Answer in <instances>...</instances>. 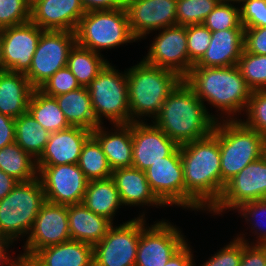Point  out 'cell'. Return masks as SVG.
I'll use <instances>...</instances> for the list:
<instances>
[{"instance_id":"6da1fadb","label":"cell","mask_w":266,"mask_h":266,"mask_svg":"<svg viewBox=\"0 0 266 266\" xmlns=\"http://www.w3.org/2000/svg\"><path fill=\"white\" fill-rule=\"evenodd\" d=\"M185 182V209L208 211L221 195L219 121L205 138L180 146Z\"/></svg>"},{"instance_id":"7a4b0ae2","label":"cell","mask_w":266,"mask_h":266,"mask_svg":"<svg viewBox=\"0 0 266 266\" xmlns=\"http://www.w3.org/2000/svg\"><path fill=\"white\" fill-rule=\"evenodd\" d=\"M184 81L194 90L203 104L207 102L218 109L216 112L219 111V114H213L216 121L237 120L239 113L242 115L241 112L244 115L252 94L237 65L192 67Z\"/></svg>"},{"instance_id":"3957f363","label":"cell","mask_w":266,"mask_h":266,"mask_svg":"<svg viewBox=\"0 0 266 266\" xmlns=\"http://www.w3.org/2000/svg\"><path fill=\"white\" fill-rule=\"evenodd\" d=\"M152 122L181 146L210 135L216 120L183 79L167 96Z\"/></svg>"},{"instance_id":"277c9868","label":"cell","mask_w":266,"mask_h":266,"mask_svg":"<svg viewBox=\"0 0 266 266\" xmlns=\"http://www.w3.org/2000/svg\"><path fill=\"white\" fill-rule=\"evenodd\" d=\"M130 123L152 120L159 114L167 96L183 80L172 70L156 67L143 59L126 69ZM144 120H142V119Z\"/></svg>"},{"instance_id":"5b68a950","label":"cell","mask_w":266,"mask_h":266,"mask_svg":"<svg viewBox=\"0 0 266 266\" xmlns=\"http://www.w3.org/2000/svg\"><path fill=\"white\" fill-rule=\"evenodd\" d=\"M266 138L237 120L219 121L221 194L225 183L263 156Z\"/></svg>"},{"instance_id":"8992f818","label":"cell","mask_w":266,"mask_h":266,"mask_svg":"<svg viewBox=\"0 0 266 266\" xmlns=\"http://www.w3.org/2000/svg\"><path fill=\"white\" fill-rule=\"evenodd\" d=\"M45 201L39 177L18 182L0 200V237L14 243L21 237L28 236Z\"/></svg>"},{"instance_id":"52a82bcc","label":"cell","mask_w":266,"mask_h":266,"mask_svg":"<svg viewBox=\"0 0 266 266\" xmlns=\"http://www.w3.org/2000/svg\"><path fill=\"white\" fill-rule=\"evenodd\" d=\"M75 34L78 45L98 54L104 49L137 42L130 31L125 8L85 12Z\"/></svg>"},{"instance_id":"ba28073f","label":"cell","mask_w":266,"mask_h":266,"mask_svg":"<svg viewBox=\"0 0 266 266\" xmlns=\"http://www.w3.org/2000/svg\"><path fill=\"white\" fill-rule=\"evenodd\" d=\"M87 89L96 121L100 125L105 119L111 125L130 123L126 70L120 72L109 62L90 82Z\"/></svg>"},{"instance_id":"9c48e42d","label":"cell","mask_w":266,"mask_h":266,"mask_svg":"<svg viewBox=\"0 0 266 266\" xmlns=\"http://www.w3.org/2000/svg\"><path fill=\"white\" fill-rule=\"evenodd\" d=\"M146 222V218L140 216V238L135 266H164L188 239L169 220L155 221L150 226Z\"/></svg>"},{"instance_id":"30bf717a","label":"cell","mask_w":266,"mask_h":266,"mask_svg":"<svg viewBox=\"0 0 266 266\" xmlns=\"http://www.w3.org/2000/svg\"><path fill=\"white\" fill-rule=\"evenodd\" d=\"M75 43V32L54 30L42 32L31 66L25 73L34 89H39L56 71L67 66L69 52Z\"/></svg>"},{"instance_id":"8fae6325","label":"cell","mask_w":266,"mask_h":266,"mask_svg":"<svg viewBox=\"0 0 266 266\" xmlns=\"http://www.w3.org/2000/svg\"><path fill=\"white\" fill-rule=\"evenodd\" d=\"M265 198L266 159L262 156L225 183L220 198L208 212L222 215L227 210L236 211L244 203Z\"/></svg>"},{"instance_id":"7c38bea8","label":"cell","mask_w":266,"mask_h":266,"mask_svg":"<svg viewBox=\"0 0 266 266\" xmlns=\"http://www.w3.org/2000/svg\"><path fill=\"white\" fill-rule=\"evenodd\" d=\"M141 214V215H140ZM118 226L112 225L107 235L93 246L94 266H135L140 238V213Z\"/></svg>"},{"instance_id":"4fadbf2b","label":"cell","mask_w":266,"mask_h":266,"mask_svg":"<svg viewBox=\"0 0 266 266\" xmlns=\"http://www.w3.org/2000/svg\"><path fill=\"white\" fill-rule=\"evenodd\" d=\"M158 32L143 60L156 67L172 70L184 79L194 66L188 56L186 26L174 25Z\"/></svg>"},{"instance_id":"5bb4252c","label":"cell","mask_w":266,"mask_h":266,"mask_svg":"<svg viewBox=\"0 0 266 266\" xmlns=\"http://www.w3.org/2000/svg\"><path fill=\"white\" fill-rule=\"evenodd\" d=\"M69 240L67 205L45 201L19 256L30 259L38 250Z\"/></svg>"},{"instance_id":"9a60e30c","label":"cell","mask_w":266,"mask_h":266,"mask_svg":"<svg viewBox=\"0 0 266 266\" xmlns=\"http://www.w3.org/2000/svg\"><path fill=\"white\" fill-rule=\"evenodd\" d=\"M46 201L71 205L82 203L89 180L77 164L37 166Z\"/></svg>"},{"instance_id":"2e32d148","label":"cell","mask_w":266,"mask_h":266,"mask_svg":"<svg viewBox=\"0 0 266 266\" xmlns=\"http://www.w3.org/2000/svg\"><path fill=\"white\" fill-rule=\"evenodd\" d=\"M145 174L151 189L165 205L185 209V182L180 146L164 160L154 163Z\"/></svg>"},{"instance_id":"e0dca14e","label":"cell","mask_w":266,"mask_h":266,"mask_svg":"<svg viewBox=\"0 0 266 266\" xmlns=\"http://www.w3.org/2000/svg\"><path fill=\"white\" fill-rule=\"evenodd\" d=\"M177 0H136L125 6L132 36L140 41L153 31L177 25Z\"/></svg>"},{"instance_id":"ac0fdd59","label":"cell","mask_w":266,"mask_h":266,"mask_svg":"<svg viewBox=\"0 0 266 266\" xmlns=\"http://www.w3.org/2000/svg\"><path fill=\"white\" fill-rule=\"evenodd\" d=\"M43 31L31 20L1 30L6 71L25 74L29 70Z\"/></svg>"},{"instance_id":"d6986e66","label":"cell","mask_w":266,"mask_h":266,"mask_svg":"<svg viewBox=\"0 0 266 266\" xmlns=\"http://www.w3.org/2000/svg\"><path fill=\"white\" fill-rule=\"evenodd\" d=\"M133 142L132 166L146 171L154 163L164 160L178 145L153 122H131Z\"/></svg>"},{"instance_id":"ffe728a7","label":"cell","mask_w":266,"mask_h":266,"mask_svg":"<svg viewBox=\"0 0 266 266\" xmlns=\"http://www.w3.org/2000/svg\"><path fill=\"white\" fill-rule=\"evenodd\" d=\"M85 10L80 0H37L31 21L42 30L75 32Z\"/></svg>"},{"instance_id":"44dd1931","label":"cell","mask_w":266,"mask_h":266,"mask_svg":"<svg viewBox=\"0 0 266 266\" xmlns=\"http://www.w3.org/2000/svg\"><path fill=\"white\" fill-rule=\"evenodd\" d=\"M92 135V131L70 126L50 134L37 166H56L77 164L83 144Z\"/></svg>"},{"instance_id":"7402d4cb","label":"cell","mask_w":266,"mask_h":266,"mask_svg":"<svg viewBox=\"0 0 266 266\" xmlns=\"http://www.w3.org/2000/svg\"><path fill=\"white\" fill-rule=\"evenodd\" d=\"M111 178L117 187L123 206L167 207L151 189L145 171L133 166L118 168L113 170Z\"/></svg>"},{"instance_id":"603a6c76","label":"cell","mask_w":266,"mask_h":266,"mask_svg":"<svg viewBox=\"0 0 266 266\" xmlns=\"http://www.w3.org/2000/svg\"><path fill=\"white\" fill-rule=\"evenodd\" d=\"M245 29L211 32V40L203 57L193 67H228L237 65L244 51Z\"/></svg>"},{"instance_id":"cb8c5ba5","label":"cell","mask_w":266,"mask_h":266,"mask_svg":"<svg viewBox=\"0 0 266 266\" xmlns=\"http://www.w3.org/2000/svg\"><path fill=\"white\" fill-rule=\"evenodd\" d=\"M113 126L114 128L109 131L103 124L99 125L92 131V136L99 142L112 170L132 167L131 123Z\"/></svg>"},{"instance_id":"d4e9b609","label":"cell","mask_w":266,"mask_h":266,"mask_svg":"<svg viewBox=\"0 0 266 266\" xmlns=\"http://www.w3.org/2000/svg\"><path fill=\"white\" fill-rule=\"evenodd\" d=\"M30 259L36 266H94L93 245L69 240L38 250Z\"/></svg>"},{"instance_id":"484cf974","label":"cell","mask_w":266,"mask_h":266,"mask_svg":"<svg viewBox=\"0 0 266 266\" xmlns=\"http://www.w3.org/2000/svg\"><path fill=\"white\" fill-rule=\"evenodd\" d=\"M71 240L95 245L106 235L113 223L89 210L83 203L67 205Z\"/></svg>"},{"instance_id":"4316f807","label":"cell","mask_w":266,"mask_h":266,"mask_svg":"<svg viewBox=\"0 0 266 266\" xmlns=\"http://www.w3.org/2000/svg\"><path fill=\"white\" fill-rule=\"evenodd\" d=\"M23 73H0V113L16 119L28 112V102L33 91Z\"/></svg>"},{"instance_id":"83f0119b","label":"cell","mask_w":266,"mask_h":266,"mask_svg":"<svg viewBox=\"0 0 266 266\" xmlns=\"http://www.w3.org/2000/svg\"><path fill=\"white\" fill-rule=\"evenodd\" d=\"M82 203L89 210L112 223L117 210L123 207L119 192L111 177L89 181Z\"/></svg>"},{"instance_id":"f1b7e54d","label":"cell","mask_w":266,"mask_h":266,"mask_svg":"<svg viewBox=\"0 0 266 266\" xmlns=\"http://www.w3.org/2000/svg\"><path fill=\"white\" fill-rule=\"evenodd\" d=\"M55 99L70 126L93 131L100 124L96 121L87 87H80Z\"/></svg>"},{"instance_id":"f546056e","label":"cell","mask_w":266,"mask_h":266,"mask_svg":"<svg viewBox=\"0 0 266 266\" xmlns=\"http://www.w3.org/2000/svg\"><path fill=\"white\" fill-rule=\"evenodd\" d=\"M28 113L50 133L70 127L55 97L33 89L28 102Z\"/></svg>"},{"instance_id":"4dcf8cb0","label":"cell","mask_w":266,"mask_h":266,"mask_svg":"<svg viewBox=\"0 0 266 266\" xmlns=\"http://www.w3.org/2000/svg\"><path fill=\"white\" fill-rule=\"evenodd\" d=\"M103 54L88 50L77 43L71 48L67 67L76 77L81 87H87L109 63Z\"/></svg>"},{"instance_id":"1f68e13d","label":"cell","mask_w":266,"mask_h":266,"mask_svg":"<svg viewBox=\"0 0 266 266\" xmlns=\"http://www.w3.org/2000/svg\"><path fill=\"white\" fill-rule=\"evenodd\" d=\"M50 134L28 112L15 119V142L35 160L43 153Z\"/></svg>"},{"instance_id":"d6a6232c","label":"cell","mask_w":266,"mask_h":266,"mask_svg":"<svg viewBox=\"0 0 266 266\" xmlns=\"http://www.w3.org/2000/svg\"><path fill=\"white\" fill-rule=\"evenodd\" d=\"M0 169L18 182L38 177L36 160L16 142L0 149Z\"/></svg>"},{"instance_id":"836d02e7","label":"cell","mask_w":266,"mask_h":266,"mask_svg":"<svg viewBox=\"0 0 266 266\" xmlns=\"http://www.w3.org/2000/svg\"><path fill=\"white\" fill-rule=\"evenodd\" d=\"M77 165L89 181L109 178L113 172L99 142L92 135L83 144Z\"/></svg>"},{"instance_id":"e575fe53","label":"cell","mask_w":266,"mask_h":266,"mask_svg":"<svg viewBox=\"0 0 266 266\" xmlns=\"http://www.w3.org/2000/svg\"><path fill=\"white\" fill-rule=\"evenodd\" d=\"M236 212H238L247 224L251 226L250 232L253 231L252 234L257 236V240L254 242L253 239V242H250L247 238H245L246 236L243 233L238 234L236 237L245 243L266 245V198L263 200L244 203L236 210Z\"/></svg>"},{"instance_id":"d590c367","label":"cell","mask_w":266,"mask_h":266,"mask_svg":"<svg viewBox=\"0 0 266 266\" xmlns=\"http://www.w3.org/2000/svg\"><path fill=\"white\" fill-rule=\"evenodd\" d=\"M237 67L252 91L266 90V55L241 54Z\"/></svg>"},{"instance_id":"8d00e7d4","label":"cell","mask_w":266,"mask_h":266,"mask_svg":"<svg viewBox=\"0 0 266 266\" xmlns=\"http://www.w3.org/2000/svg\"><path fill=\"white\" fill-rule=\"evenodd\" d=\"M217 4L216 0H177V25L203 24Z\"/></svg>"},{"instance_id":"74e56055","label":"cell","mask_w":266,"mask_h":266,"mask_svg":"<svg viewBox=\"0 0 266 266\" xmlns=\"http://www.w3.org/2000/svg\"><path fill=\"white\" fill-rule=\"evenodd\" d=\"M234 5L232 3H218L205 18L203 25L211 32L226 29H245L240 21V6Z\"/></svg>"},{"instance_id":"f35d334b","label":"cell","mask_w":266,"mask_h":266,"mask_svg":"<svg viewBox=\"0 0 266 266\" xmlns=\"http://www.w3.org/2000/svg\"><path fill=\"white\" fill-rule=\"evenodd\" d=\"M244 113L247 116L246 120H239L266 138V90L252 91Z\"/></svg>"},{"instance_id":"ab89813d","label":"cell","mask_w":266,"mask_h":266,"mask_svg":"<svg viewBox=\"0 0 266 266\" xmlns=\"http://www.w3.org/2000/svg\"><path fill=\"white\" fill-rule=\"evenodd\" d=\"M31 20V5L27 0H0V30Z\"/></svg>"},{"instance_id":"60d3db41","label":"cell","mask_w":266,"mask_h":266,"mask_svg":"<svg viewBox=\"0 0 266 266\" xmlns=\"http://www.w3.org/2000/svg\"><path fill=\"white\" fill-rule=\"evenodd\" d=\"M186 35L189 60L195 65L210 45L211 31L203 24L187 25Z\"/></svg>"},{"instance_id":"b9f144b4","label":"cell","mask_w":266,"mask_h":266,"mask_svg":"<svg viewBox=\"0 0 266 266\" xmlns=\"http://www.w3.org/2000/svg\"><path fill=\"white\" fill-rule=\"evenodd\" d=\"M76 77L71 70L65 66L56 71L43 85L39 88L44 94L55 97L66 94L80 88Z\"/></svg>"},{"instance_id":"7bdbcfd3","label":"cell","mask_w":266,"mask_h":266,"mask_svg":"<svg viewBox=\"0 0 266 266\" xmlns=\"http://www.w3.org/2000/svg\"><path fill=\"white\" fill-rule=\"evenodd\" d=\"M243 241L235 237L200 266H240Z\"/></svg>"},{"instance_id":"ee69618b","label":"cell","mask_w":266,"mask_h":266,"mask_svg":"<svg viewBox=\"0 0 266 266\" xmlns=\"http://www.w3.org/2000/svg\"><path fill=\"white\" fill-rule=\"evenodd\" d=\"M240 21L244 28L266 26V0H242Z\"/></svg>"},{"instance_id":"f6af8a7d","label":"cell","mask_w":266,"mask_h":266,"mask_svg":"<svg viewBox=\"0 0 266 266\" xmlns=\"http://www.w3.org/2000/svg\"><path fill=\"white\" fill-rule=\"evenodd\" d=\"M244 50L251 54L266 55V26L245 28Z\"/></svg>"},{"instance_id":"bcb514c9","label":"cell","mask_w":266,"mask_h":266,"mask_svg":"<svg viewBox=\"0 0 266 266\" xmlns=\"http://www.w3.org/2000/svg\"><path fill=\"white\" fill-rule=\"evenodd\" d=\"M240 266H266V245L249 244L243 241Z\"/></svg>"},{"instance_id":"7dc6e473","label":"cell","mask_w":266,"mask_h":266,"mask_svg":"<svg viewBox=\"0 0 266 266\" xmlns=\"http://www.w3.org/2000/svg\"><path fill=\"white\" fill-rule=\"evenodd\" d=\"M15 142V119L0 113V149Z\"/></svg>"},{"instance_id":"c3c4849f","label":"cell","mask_w":266,"mask_h":266,"mask_svg":"<svg viewBox=\"0 0 266 266\" xmlns=\"http://www.w3.org/2000/svg\"><path fill=\"white\" fill-rule=\"evenodd\" d=\"M191 245L187 242L164 266H196Z\"/></svg>"},{"instance_id":"681fc988","label":"cell","mask_w":266,"mask_h":266,"mask_svg":"<svg viewBox=\"0 0 266 266\" xmlns=\"http://www.w3.org/2000/svg\"><path fill=\"white\" fill-rule=\"evenodd\" d=\"M85 12L125 8L122 0H80Z\"/></svg>"},{"instance_id":"f907efd6","label":"cell","mask_w":266,"mask_h":266,"mask_svg":"<svg viewBox=\"0 0 266 266\" xmlns=\"http://www.w3.org/2000/svg\"><path fill=\"white\" fill-rule=\"evenodd\" d=\"M17 183L16 179L0 169V200L9 194Z\"/></svg>"},{"instance_id":"816d5d0a","label":"cell","mask_w":266,"mask_h":266,"mask_svg":"<svg viewBox=\"0 0 266 266\" xmlns=\"http://www.w3.org/2000/svg\"><path fill=\"white\" fill-rule=\"evenodd\" d=\"M13 243L0 237V266H11L12 263L15 261V258H12L8 251L10 249V246ZM7 253V254H6ZM12 258V259H11ZM14 259V260H13Z\"/></svg>"},{"instance_id":"f5cc1de1","label":"cell","mask_w":266,"mask_h":266,"mask_svg":"<svg viewBox=\"0 0 266 266\" xmlns=\"http://www.w3.org/2000/svg\"><path fill=\"white\" fill-rule=\"evenodd\" d=\"M11 266H36V265L33 263L31 259L23 258L18 254L17 258L15 259V261L12 263Z\"/></svg>"},{"instance_id":"db71d44e","label":"cell","mask_w":266,"mask_h":266,"mask_svg":"<svg viewBox=\"0 0 266 266\" xmlns=\"http://www.w3.org/2000/svg\"><path fill=\"white\" fill-rule=\"evenodd\" d=\"M6 71V65L4 62V53H3V46L1 41V31H0V73Z\"/></svg>"},{"instance_id":"11a10c76","label":"cell","mask_w":266,"mask_h":266,"mask_svg":"<svg viewBox=\"0 0 266 266\" xmlns=\"http://www.w3.org/2000/svg\"><path fill=\"white\" fill-rule=\"evenodd\" d=\"M218 3H232L240 5L242 0H216Z\"/></svg>"},{"instance_id":"9f6ffc18","label":"cell","mask_w":266,"mask_h":266,"mask_svg":"<svg viewBox=\"0 0 266 266\" xmlns=\"http://www.w3.org/2000/svg\"><path fill=\"white\" fill-rule=\"evenodd\" d=\"M132 1H136V0H122L124 6H126L129 3H131Z\"/></svg>"},{"instance_id":"6f0895ef","label":"cell","mask_w":266,"mask_h":266,"mask_svg":"<svg viewBox=\"0 0 266 266\" xmlns=\"http://www.w3.org/2000/svg\"><path fill=\"white\" fill-rule=\"evenodd\" d=\"M263 156L266 159V144H265V147H264Z\"/></svg>"},{"instance_id":"680465c9","label":"cell","mask_w":266,"mask_h":266,"mask_svg":"<svg viewBox=\"0 0 266 266\" xmlns=\"http://www.w3.org/2000/svg\"><path fill=\"white\" fill-rule=\"evenodd\" d=\"M29 2L30 5H32L34 2H36L37 0H27Z\"/></svg>"}]
</instances>
